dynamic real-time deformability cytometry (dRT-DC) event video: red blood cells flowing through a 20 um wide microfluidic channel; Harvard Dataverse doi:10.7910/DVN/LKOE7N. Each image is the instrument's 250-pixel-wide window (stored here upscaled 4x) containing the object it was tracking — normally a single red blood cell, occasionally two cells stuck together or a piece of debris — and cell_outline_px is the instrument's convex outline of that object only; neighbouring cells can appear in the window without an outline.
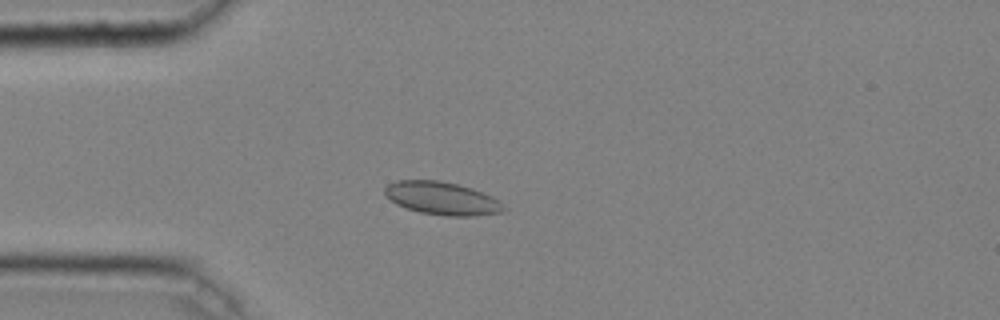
{"species": "common noctule bat (a hibernating species)", "species_latin": "Nyctalus noctula", "temperature_condition": "cold", "stored_images_in_passage": 35, "camera_frame_rate_fps": 3000, "um_per_image_px": 0.085, "animal": {"sex": "male", "body_mass_g": 20.4}, "frame": {"image": 1, "passage_image": 1, "time_ms": 0.0, "image_size_px": [1000, 320], "cell_outline_px": [[508, 208], [504, 212], [476, 216], [444, 216], [420, 212], [396, 204], [384, 192], [384, 188], [388, 184], [396, 180], [440, 180], [472, 188], [492, 196], [500, 200]], "centroid_in_image_um": [37.63, 16.86], "position_along_channel_um": 47.4, "area_um2": 23.0}}
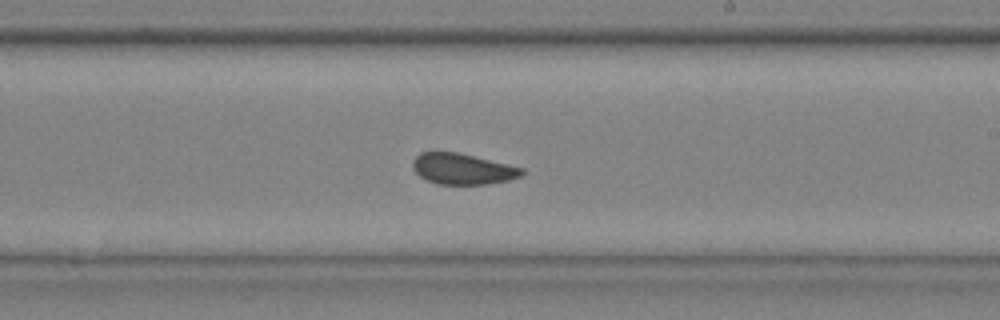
{"frame": {"image": 2, "passage_image": 17, "time_ms": 5.333, "image_size_px": [1000, 320], "cell_outline_px": [[524, 172], [520, 176], [508, 180], [488, 184], [436, 184], [420, 176], [412, 168], [412, 160], [420, 152], [456, 152], [508, 164], [524, 168]], "centroid_in_image_um": [39.3, 14.36], "position_along_channel_um": 249.7, "area_um2": 19.54}}
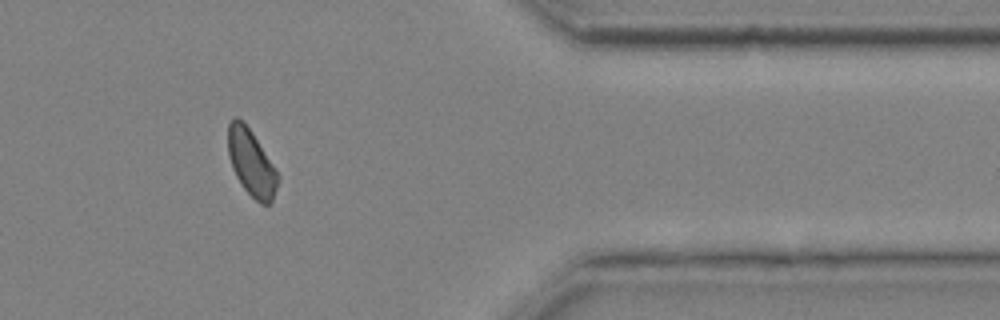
{"frame": {"image": 3, "passage_image": 29, "time_ms": 9.333, "image_size_px": [1000, 320], "cell_outline_px": [[280, 176], [272, 200], [268, 204], [260, 204], [244, 188], [236, 176], [232, 168], [228, 156], [228, 124], [236, 116], [244, 120], [276, 168]], "centroid_in_image_um": [21.36, 13.81], "position_along_channel_um": 390.0, "area_um2": 19.31}, "authors_computed_cell_mechanics": {"area_um2": 20.1144, "velocity_mm_per_s": 4.0407, "shape_relaxation_time_tau1_ms": null, "shape_relaxation_time_tau2_ms": 1.3007, "deformation_change_tau1": null, "deformation_change_tau2": 0.0486}}